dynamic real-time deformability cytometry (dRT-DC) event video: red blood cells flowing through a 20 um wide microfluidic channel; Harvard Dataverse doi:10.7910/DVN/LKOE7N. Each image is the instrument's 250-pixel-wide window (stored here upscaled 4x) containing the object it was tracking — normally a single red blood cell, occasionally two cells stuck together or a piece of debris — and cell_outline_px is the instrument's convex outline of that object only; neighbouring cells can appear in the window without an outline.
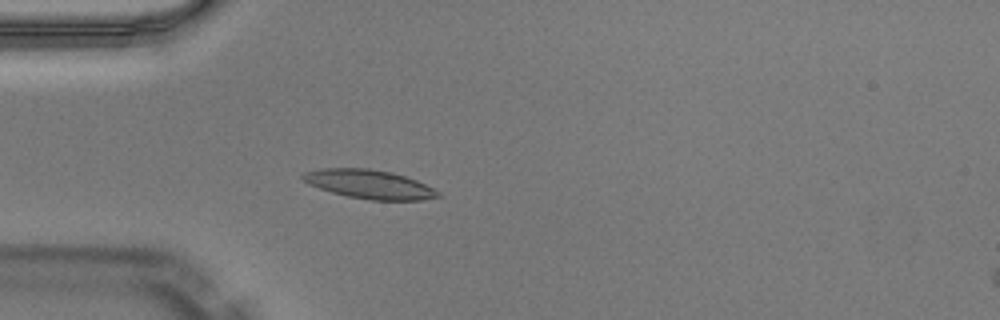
{"species": "Egyptian fruit bat (a non-hibernating species)", "species_latin": "Rousettus aegyptiacus", "temperature_condition": "warm", "stored_images_in_passage": 50, "camera_frame_rate_fps": 3000, "um_per_image_px": 0.085, "animal": {"sex": "male"}, "frame": {"image": 1, "passage_image": 15, "time_ms": 4.667, "image_size_px": [1000, 320], "cell_outline_px": [[440, 196], [420, 200], [368, 200], [348, 196], [332, 192], [308, 184], [300, 176], [304, 172], [320, 168], [368, 168], [392, 172], [416, 180], [440, 192]], "centroid_in_image_um": [31.36, 15.65], "position_along_channel_um": 53.6, "area_um2": 22.6}}
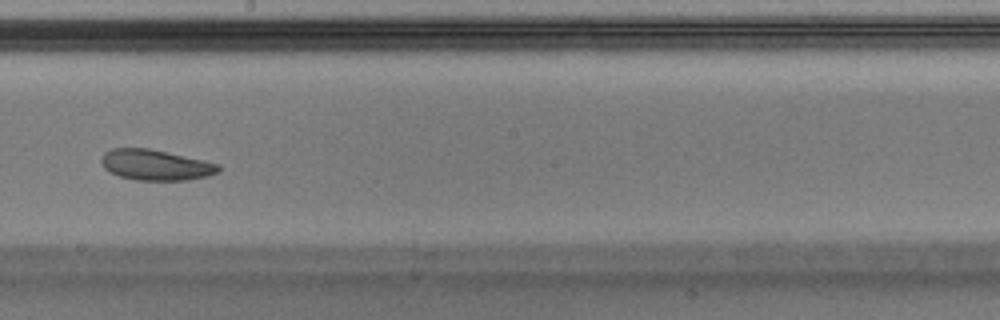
{"frame": {"image": 2, "passage_image": 29, "time_ms": 9.333, "image_size_px": [1000, 320], "cell_outline_px": [[220, 172], [208, 176], [188, 180], [136, 180], [120, 176], [108, 172], [104, 168], [100, 160], [100, 156], [104, 152], [112, 148], [148, 148], [220, 164]], "centroid_in_image_um": [13.2, 14.02], "position_along_channel_um": 235.0, "area_um2": 20.98}}
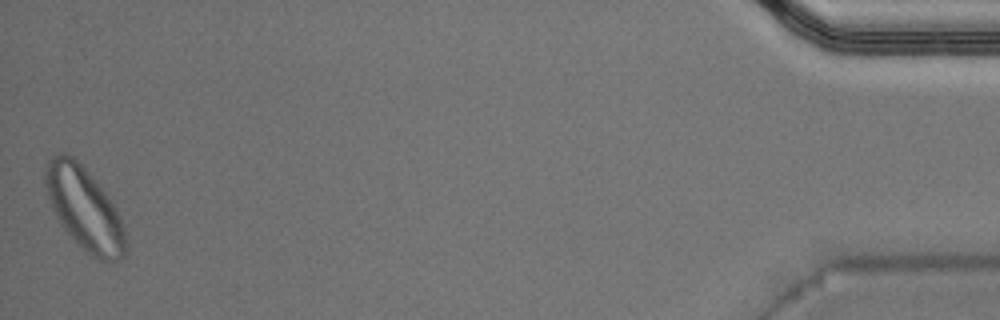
{"frame": {"image": 3, "passage_image": 50, "time_ms": 16.333, "image_size_px": [1000, 320], "cell_outline_px": [[128, 248], [124, 256], [116, 260], [100, 260], [84, 252], [60, 224], [52, 208], [44, 184], [44, 172], [48, 160], [52, 156], [64, 152], [72, 156], [92, 176], [116, 208], [120, 216], [124, 228], [128, 244]], "centroid_in_image_um": [7.17, 17.76], "position_along_channel_um": 428.0, "area_um2": 38.67}, "authors_computed_cell_mechanics": {"area_um2": 21.5594, "velocity_mm_per_s": 4.0529, "shape_relaxation_time_tau1_ms": 8.48, "shape_relaxation_time_tau2_ms": 11.1473, "deformation_change_tau1": 0.1711, "deformation_change_tau2": 0.2172}}